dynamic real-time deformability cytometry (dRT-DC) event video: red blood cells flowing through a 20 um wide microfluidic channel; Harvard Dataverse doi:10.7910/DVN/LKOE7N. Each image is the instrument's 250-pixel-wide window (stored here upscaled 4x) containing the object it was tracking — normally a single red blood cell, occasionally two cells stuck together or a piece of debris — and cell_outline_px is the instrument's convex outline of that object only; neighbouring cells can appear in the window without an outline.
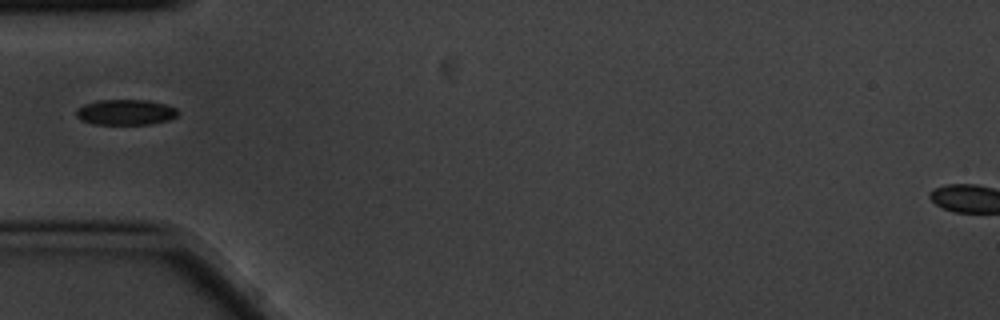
{"species": "common noctule bat (a hibernating species)", "species_latin": "Nyctalus noctula", "temperature_condition": "cold", "stored_images_in_passage": 1, "camera_frame_rate_fps": 3000, "um_per_image_px": 0.085, "animal": {"sex": "male", "body_mass_g": 20.1, "forearm_length_mm": 53.5}, "frame": {"image": 1, "passage_image": 1, "time_ms": 0.0, "image_size_px": [1000, 320], "cell_outline_px": [[180, 112], [176, 116], [168, 120], [152, 124], [92, 124], [80, 120], [76, 116], [76, 112], [84, 104], [100, 100], [148, 100], [164, 104], [176, 108]], "centroid_in_image_um": [10.69, 9.54], "position_along_channel_um": 74.3, "area_um2": 15.09}}